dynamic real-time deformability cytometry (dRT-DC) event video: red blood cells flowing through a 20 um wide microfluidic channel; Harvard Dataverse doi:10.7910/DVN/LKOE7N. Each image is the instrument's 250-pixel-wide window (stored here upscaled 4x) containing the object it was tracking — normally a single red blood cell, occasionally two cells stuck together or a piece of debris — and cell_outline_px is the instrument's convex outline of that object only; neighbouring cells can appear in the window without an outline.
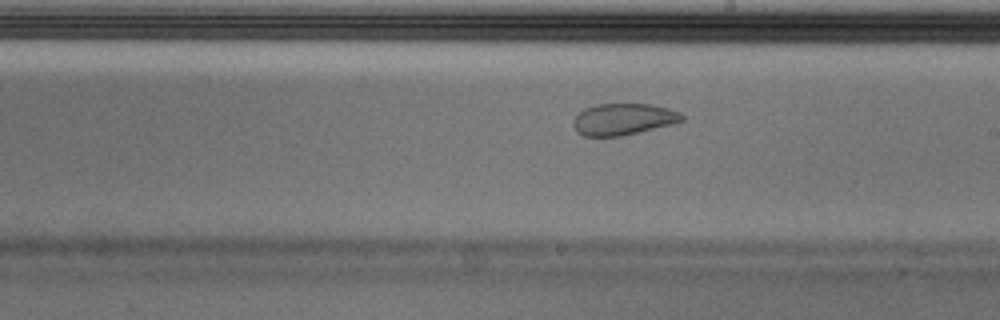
{"species": "Egyptian fruit bat (a non-hibernating species)", "species_latin": "Rousettus aegyptiacus", "temperature_condition": "cold", "stored_images_in_passage": 54, "camera_frame_rate_fps": 3000, "um_per_image_px": 0.085, "animal": {"sex": "male"}, "frame": {"image": 1, "passage_image": 31, "time_ms": 10.0, "image_size_px": [1000, 320], "cell_outline_px": [[684, 120], [672, 124], [620, 136], [584, 136], [576, 132], [572, 124], [572, 120], [584, 108], [596, 104], [652, 104], [668, 108], [680, 112], [684, 116]], "centroid_in_image_um": [52.96, 10.13], "position_along_channel_um": 236.0, "area_um2": 20.0}, "authors_computed_cell_mechanics": {"area_um2": 24.7962, "velocity_mm_per_s": 3.6782, "shape_relaxation_time_tau1_ms": null, "shape_relaxation_time_tau2_ms": 1.0229, "deformation_change_tau1": null, "deformation_change_tau2": 0.056}}